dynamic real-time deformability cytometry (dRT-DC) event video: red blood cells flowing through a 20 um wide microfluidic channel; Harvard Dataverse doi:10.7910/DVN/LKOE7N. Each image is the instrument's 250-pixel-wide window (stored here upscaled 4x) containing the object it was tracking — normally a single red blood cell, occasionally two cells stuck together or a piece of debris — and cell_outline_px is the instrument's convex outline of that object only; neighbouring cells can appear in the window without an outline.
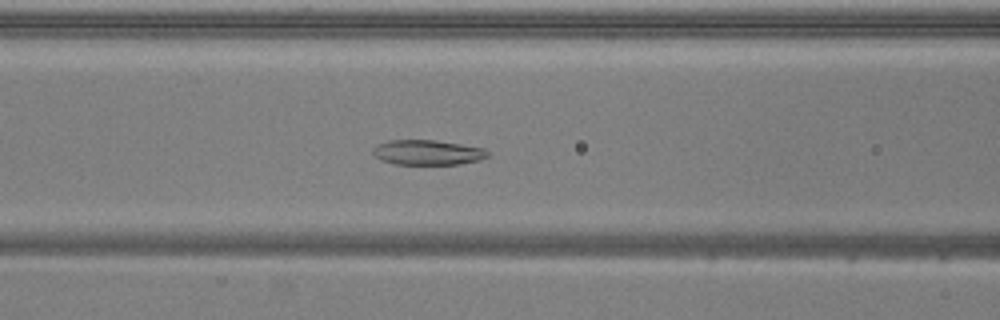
{"species": "common noctule bat (a hibernating species)", "species_latin": "Nyctalus noctula", "temperature_condition": "warm", "stored_images_in_passage": 52, "camera_frame_rate_fps": 3000, "um_per_image_px": 0.085, "animal": {"sex": "male", "body_mass_g": 20.5, "forearm_length_mm": 52.5}, "frame": {"image": 1, "passage_image": 21, "time_ms": 6.667, "image_size_px": [1000, 320], "cell_outline_px": [[488, 156], [480, 160], [460, 164], [396, 164], [380, 160], [372, 152], [372, 148], [376, 144], [388, 140], [436, 140], [484, 148], [488, 152]], "centroid_in_image_um": [36.32, 12.95], "position_along_channel_um": 130.3, "area_um2": 16.76}}
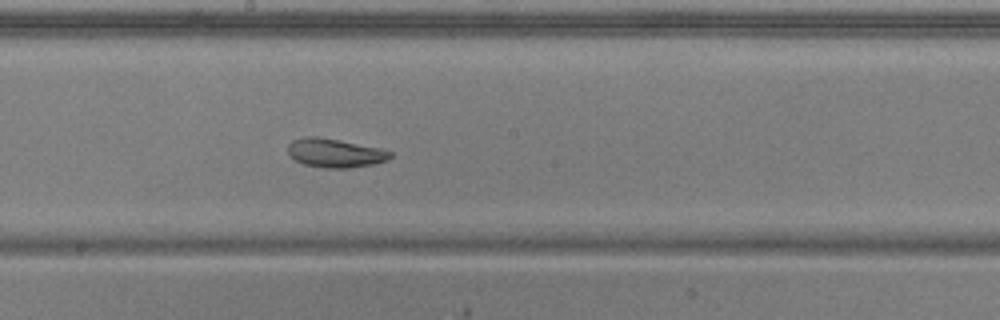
{"frame": {"image": 2, "passage_image": 28, "time_ms": 9.0, "image_size_px": [1000, 320], "cell_outline_px": [[392, 156], [388, 160], [372, 164], [352, 168], [324, 168], [304, 164], [288, 156], [288, 144], [292, 140], [304, 136], [316, 136], [340, 140], [380, 148], [392, 152]], "centroid_in_image_um": [28.45, 13.0], "position_along_channel_um": 219.7, "area_um2": 17.34}}
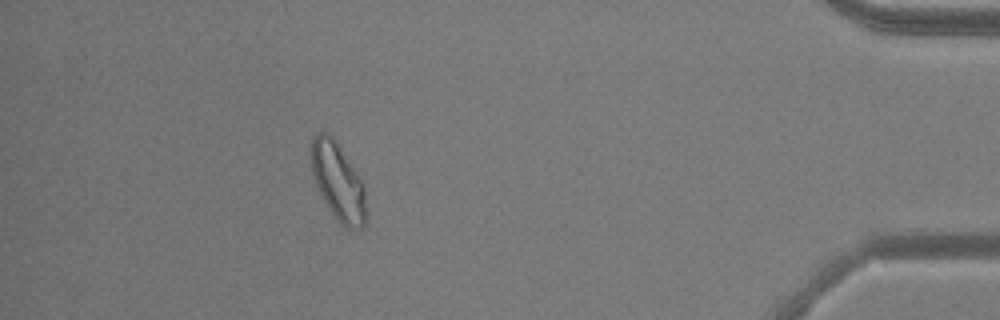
{"frame": {"image": 3, "passage_image": 47, "time_ms": 15.333, "image_size_px": [1000, 320], "cell_outline_px": [[368, 216], [364, 228], [344, 228], [340, 224], [324, 200], [316, 184], [312, 172], [312, 136], [316, 132], [328, 132], [332, 136], [360, 176], [364, 184]], "centroid_in_image_um": [28.78, 15.47], "position_along_channel_um": 406.4, "area_um2": 24.91}, "authors_computed_cell_mechanics": {"area_um2": 22.4553, "velocity_mm_per_s": 3.8376, "shape_relaxation_time_tau1_ms": 9.1161, "shape_relaxation_time_tau2_ms": 3.3387, "deformation_change_tau1": 0.2113, "deformation_change_tau2": 0.1017}}